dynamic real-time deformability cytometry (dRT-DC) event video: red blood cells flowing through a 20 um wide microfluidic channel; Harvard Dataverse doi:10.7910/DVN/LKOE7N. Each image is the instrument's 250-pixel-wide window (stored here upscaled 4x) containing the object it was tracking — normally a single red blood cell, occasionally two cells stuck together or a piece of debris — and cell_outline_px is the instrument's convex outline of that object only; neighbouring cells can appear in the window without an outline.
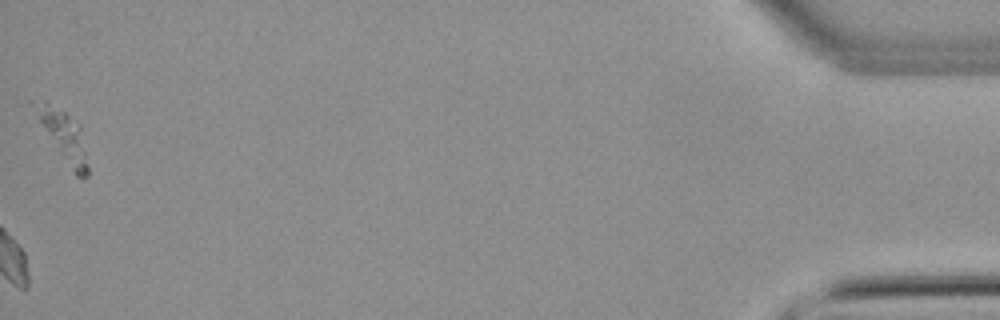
{"species": "common noctule bat (a hibernating species)", "species_latin": "Nyctalus noctula", "temperature_condition": "warm", "stored_images_in_passage": 50, "camera_frame_rate_fps": 3000, "um_per_image_px": 0.085, "animal": {"sex": "male", "body_mass_g": 21.5, "forearm_length_mm": 52.0}, "frame": {"image": 1, "passage_image": 50, "time_ms": 16.333, "image_size_px": [1000, 320], "cell_outline_px": [[88, 176], [76, 176], [24, 104], [28, 100], [44, 100], [64, 112], [80, 124], [88, 168]], "centroid_in_image_um": [5.23, 11.39], "position_along_channel_um": 430.0, "area_um2": 15.95}, "authors_computed_cell_mechanics": {"area_um2": 16.9932, "velocity_mm_per_s": 3.7317, "shape_relaxation_time_tau1_ms": 10.6047, "shape_relaxation_time_tau2_ms": null, "deformation_change_tau1": 0.1473, "deformation_change_tau2": null}}